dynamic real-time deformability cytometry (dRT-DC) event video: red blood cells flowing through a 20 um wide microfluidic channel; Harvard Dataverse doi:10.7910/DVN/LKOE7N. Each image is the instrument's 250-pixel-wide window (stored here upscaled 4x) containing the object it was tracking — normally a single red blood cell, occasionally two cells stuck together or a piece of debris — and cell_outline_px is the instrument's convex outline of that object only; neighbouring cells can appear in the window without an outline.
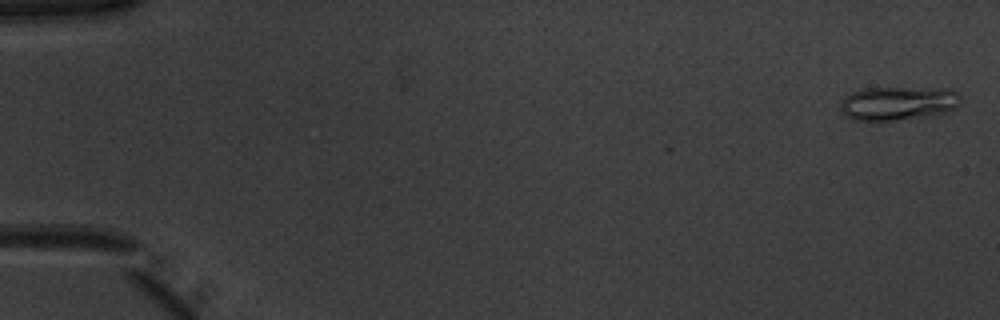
{"species": "common noctule bat (a hibernating species)", "species_latin": "Nyctalus noctula", "temperature_condition": "warm", "stored_images_in_passage": 52, "camera_frame_rate_fps": 3000, "um_per_image_px": 0.085, "animal": {"sex": "male", "body_mass_g": 20.1, "forearm_length_mm": 53.5}, "frame": {"image": 1, "passage_image": 2, "time_ms": 0.333, "image_size_px": [1000, 320], "cell_outline_px": [[960, 104], [956, 108], [944, 112], [928, 116], [900, 120], [852, 120], [844, 116], [840, 108], [840, 104], [852, 92], [864, 88], [948, 88], [960, 92]], "centroid_in_image_um": [76.38, 8.77], "position_along_channel_um": 8.6, "area_um2": 23.81}}
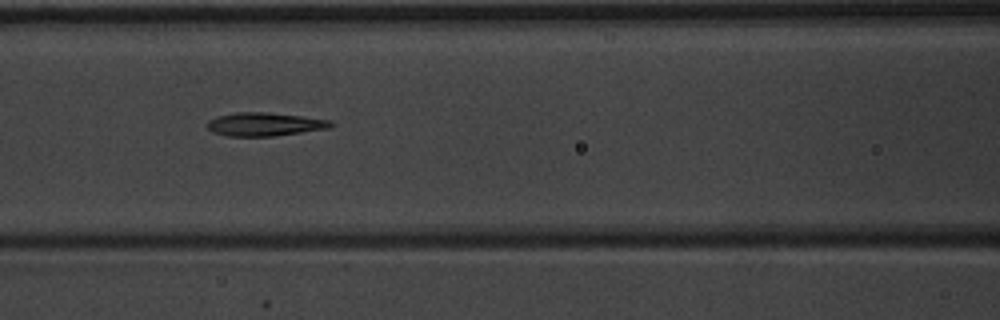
{"frame": {"image": 2, "passage_image": 24, "time_ms": 7.667, "image_size_px": [1000, 320], "cell_outline_px": [[332, 128], [272, 136], [224, 136], [212, 132], [208, 128], [208, 120], [216, 116], [236, 112], [268, 112], [332, 120]], "centroid_in_image_um": [22.48, 10.56], "position_along_channel_um": 144.1, "area_um2": 16.94}}
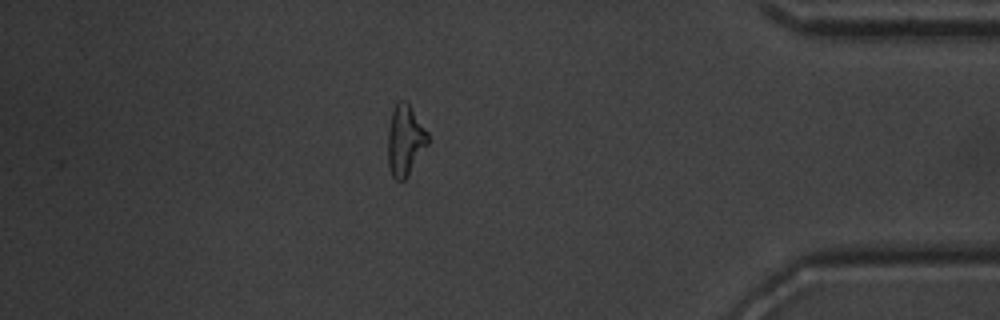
{"frame": {"image": 3, "passage_image": 46, "time_ms": 15.0, "image_size_px": [1000, 320], "cell_outline_px": [[428, 144], [404, 180], [396, 180], [392, 176], [388, 168], [388, 128], [392, 112], [396, 104], [400, 100], [408, 100], [428, 132]], "centroid_in_image_um": [34.43, 11.89], "position_along_channel_um": 400.8, "area_um2": 16.53}, "authors_computed_cell_mechanics": {"area_um2": 17.3689, "velocity_mm_per_s": 3.9499, "shape_relaxation_time_tau1_ms": 6.5031, "shape_relaxation_time_tau2_ms": 2.1696, "deformation_change_tau1": 0.2241, "deformation_change_tau2": 0.1114}}